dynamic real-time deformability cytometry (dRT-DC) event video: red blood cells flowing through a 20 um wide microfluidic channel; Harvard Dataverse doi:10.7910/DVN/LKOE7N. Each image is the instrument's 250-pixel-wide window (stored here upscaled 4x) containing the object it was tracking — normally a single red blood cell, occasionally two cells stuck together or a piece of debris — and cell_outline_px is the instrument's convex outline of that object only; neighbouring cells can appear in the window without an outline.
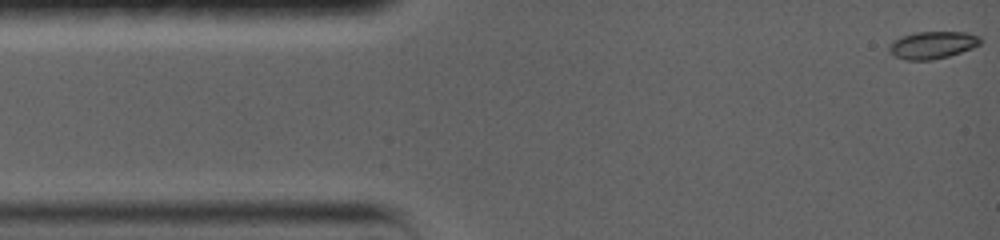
{"species": "common noctule bat (a hibernating species)", "species_latin": "Nyctalus noctula", "temperature_condition": "warm", "stored_images_in_passage": 47, "camera_frame_rate_fps": 5000, "um_per_image_px": 0.085, "animal": {"sex": "female", "body_mass_g": 19.0, "forearm_length_mm": 56.7}, "frame": {"image": 1, "passage_image": 1, "time_ms": 0.0, "image_size_px": [1000, 240], "cell_outline_px": [[980, 44], [972, 48], [948, 56], [928, 60], [912, 60], [896, 56], [892, 52], [892, 44], [896, 40], [904, 36], [916, 32], [964, 32], [980, 36]], "centroid_in_image_um": [79.35, 3.81], "position_along_channel_um": 5.6, "area_um2": 13.87}}
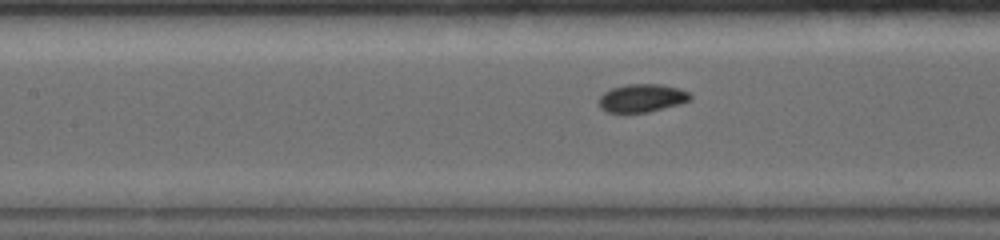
{"frame": {"image": 2, "passage_image": 20, "time_ms": 6.0, "image_size_px": [1000, 240], "cell_outline_px": [[688, 100], [644, 112], [612, 112], [604, 108], [600, 104], [600, 100], [608, 92], [616, 88], [628, 84], [660, 84], [676, 88], [684, 92], [688, 96]], "centroid_in_image_um": [54.54, 8.32], "position_along_channel_um": 152.9, "area_um2": 13.53}}
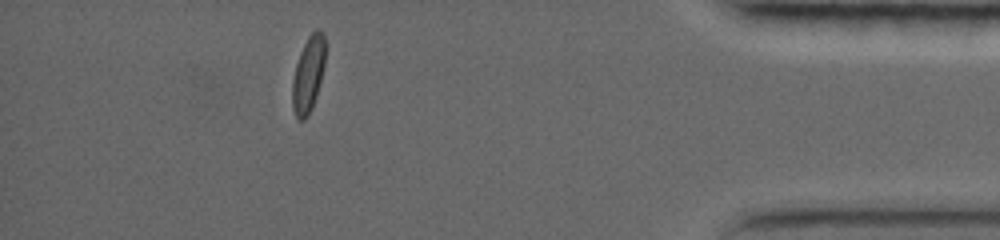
{"frame": {"image": 3, "passage_image": 41, "time_ms": 14.0, "image_size_px": [1000, 240], "cell_outline_px": [[324, 64], [316, 96], [312, 108], [308, 116], [304, 120], [296, 120], [292, 108], [292, 80], [296, 64], [300, 52], [308, 36], [316, 28], [320, 28], [324, 32]], "centroid_in_image_um": [26.18, 6.34], "position_along_channel_um": 409.0, "area_um2": 14.62}, "authors_computed_cell_mechanics": {"area_um2": 13.9298, "velocity_mm_per_s": 3.8193, "shape_relaxation_time_tau1_ms": 2.6986, "shape_relaxation_time_tau2_ms": 6.9802, "deformation_change_tau1": 0.1098, "deformation_change_tau2": 0.0813}}